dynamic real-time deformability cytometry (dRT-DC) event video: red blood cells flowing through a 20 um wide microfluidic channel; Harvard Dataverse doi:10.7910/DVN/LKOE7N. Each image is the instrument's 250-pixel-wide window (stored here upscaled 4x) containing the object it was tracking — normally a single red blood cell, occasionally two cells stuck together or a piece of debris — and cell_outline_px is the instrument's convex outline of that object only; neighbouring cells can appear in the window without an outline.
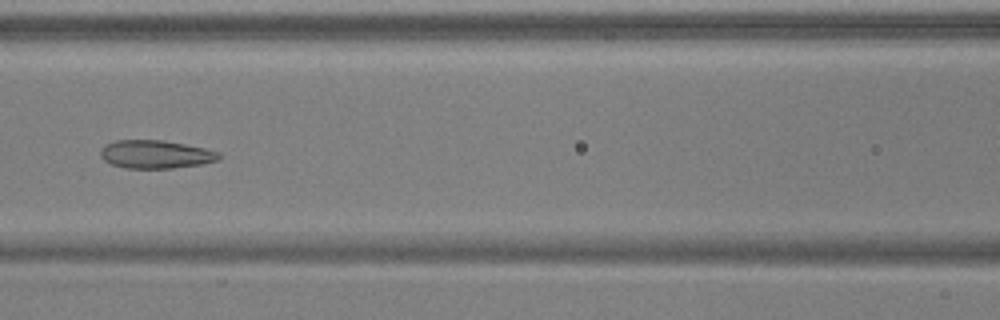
{"species": "common noctule bat (a hibernating species)", "species_latin": "Nyctalus noctula", "temperature_condition": "warm", "stored_images_in_passage": 7, "camera_frame_rate_fps": 3000, "um_per_image_px": 0.085, "animal": {"sex": "male", "body_mass_g": 17.9, "forearm_length_mm": 54.2}, "frame": {"image": 1, "passage_image": 6, "time_ms": 1.667, "image_size_px": [1000, 320], "cell_outline_px": [[220, 160], [200, 164], [172, 168], [124, 168], [112, 164], [104, 160], [100, 156], [100, 148], [104, 144], [116, 140], [164, 140], [204, 148], [220, 152]], "centroid_in_image_um": [13.2, 13.11], "position_along_channel_um": 153.4, "area_um2": 19.54}}
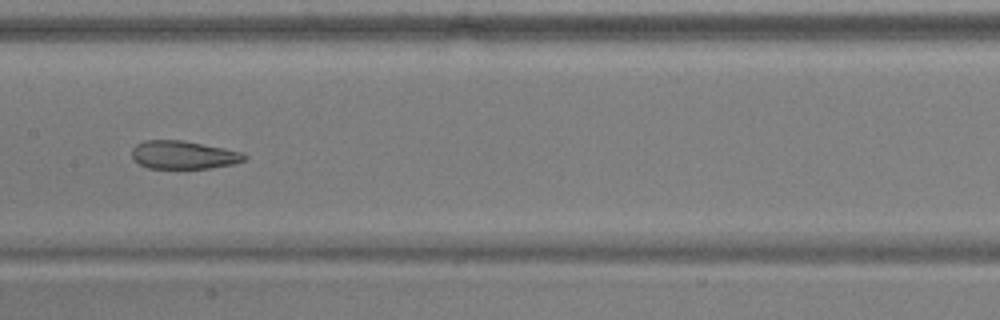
{"frame": {"image": 2, "passage_image": 7, "time_ms": 2.0, "image_size_px": [1000, 320], "cell_outline_px": [[248, 156], [244, 160], [232, 164], [208, 168], [148, 168], [140, 164], [132, 156], [132, 148], [136, 144], [144, 140], [180, 140], [224, 148], [244, 152]], "centroid_in_image_um": [15.6, 13.16], "position_along_channel_um": 191.8, "area_um2": 18.32}}